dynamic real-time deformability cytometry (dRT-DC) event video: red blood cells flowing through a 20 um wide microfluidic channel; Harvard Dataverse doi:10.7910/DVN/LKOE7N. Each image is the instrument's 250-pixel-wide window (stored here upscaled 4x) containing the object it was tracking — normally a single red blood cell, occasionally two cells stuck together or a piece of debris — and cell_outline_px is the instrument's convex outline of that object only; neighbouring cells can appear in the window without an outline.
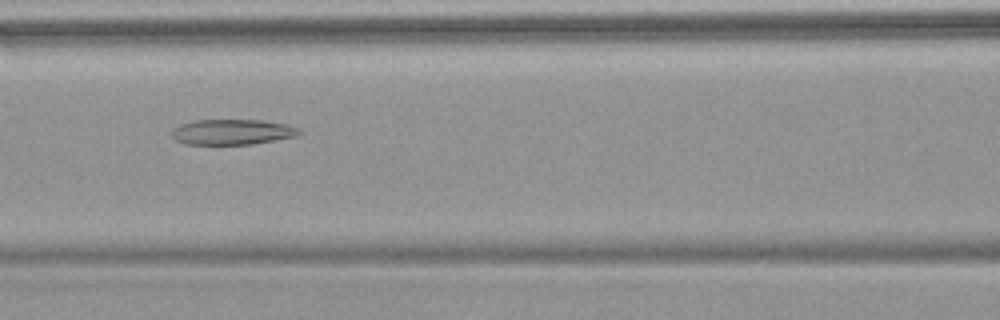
{"species": "common noctule bat (a hibernating species)", "species_latin": "Nyctalus noctula", "temperature_condition": "warm", "stored_images_in_passage": 6, "camera_frame_rate_fps": 3000, "um_per_image_px": 0.085, "animal": {"sex": "female", "body_mass_g": 18.4}, "frame": {"image": 1, "passage_image": 4, "time_ms": 3.333, "image_size_px": [1000, 320], "cell_outline_px": [[300, 132], [296, 136], [252, 144], [184, 144], [176, 140], [172, 136], [172, 128], [180, 124], [196, 120], [260, 120], [284, 124], [300, 128]], "centroid_in_image_um": [19.7, 11.21], "position_along_channel_um": 146.9, "area_um2": 18.73}}
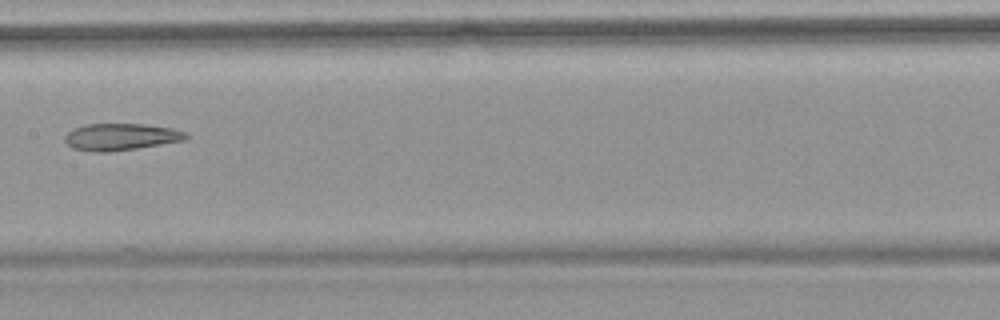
{"frame": {"image": 2, "passage_image": 5, "time_ms": 4.667, "image_size_px": [1000, 320], "cell_outline_px": [[188, 136], [184, 140], [136, 148], [108, 152], [92, 152], [72, 148], [64, 140], [64, 136], [72, 128], [84, 124], [144, 124], [172, 128], [188, 132]], "centroid_in_image_um": [10.23, 11.62], "position_along_channel_um": 197.2, "area_um2": 19.02}}
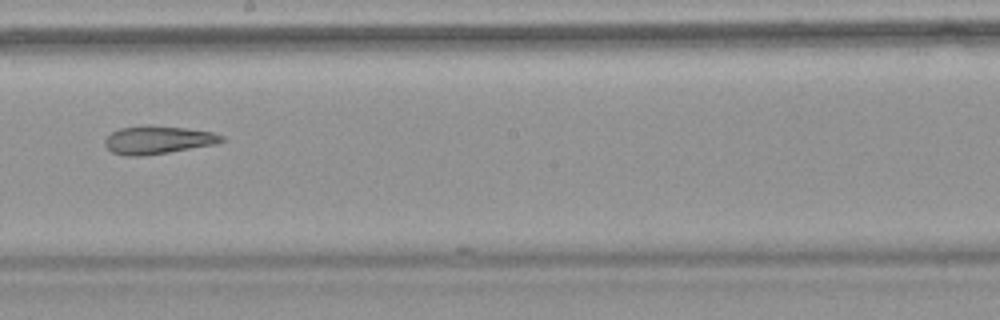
{"frame": {"image": 3, "passage_image": 6, "time_ms": 5.667, "image_size_px": [1000, 320], "cell_outline_px": [[224, 140], [216, 144], [144, 156], [124, 156], [112, 152], [104, 144], [104, 140], [112, 132], [120, 128], [144, 124], [148, 124], [184, 128], [212, 132], [224, 136]], "centroid_in_image_um": [13.39, 11.88], "position_along_channel_um": 234.8, "area_um2": 19.19}}